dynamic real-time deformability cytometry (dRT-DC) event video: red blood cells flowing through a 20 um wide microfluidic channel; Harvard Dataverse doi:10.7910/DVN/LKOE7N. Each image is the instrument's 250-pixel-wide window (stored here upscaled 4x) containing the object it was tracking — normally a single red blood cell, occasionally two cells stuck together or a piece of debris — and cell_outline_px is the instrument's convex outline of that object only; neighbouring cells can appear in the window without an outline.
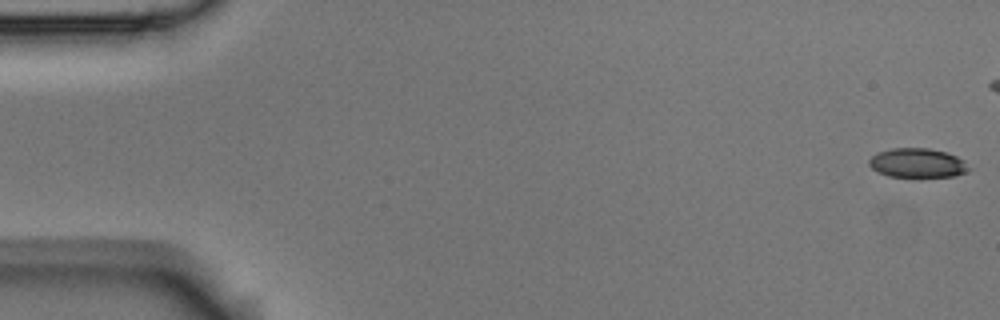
{"species": "Egyptian fruit bat (a non-hibernating species)", "species_latin": "Rousettus aegyptiacus", "temperature_condition": "room temperature", "stored_images_in_passage": 6, "camera_frame_rate_fps": 3000, "um_per_image_px": 0.085, "animal": {"sex": "male"}, "frame": {"image": 1, "passage_image": 1, "time_ms": 0.0, "image_size_px": [1000, 320], "cell_outline_px": [[968, 168], [964, 172], [956, 176], [888, 176], [872, 168], [868, 164], [868, 160], [872, 156], [880, 152], [892, 148], [928, 148], [944, 152], [956, 156], [964, 160]], "centroid_in_image_um": [77.96, 13.84], "position_along_channel_um": 7.0, "area_um2": 16.59}}
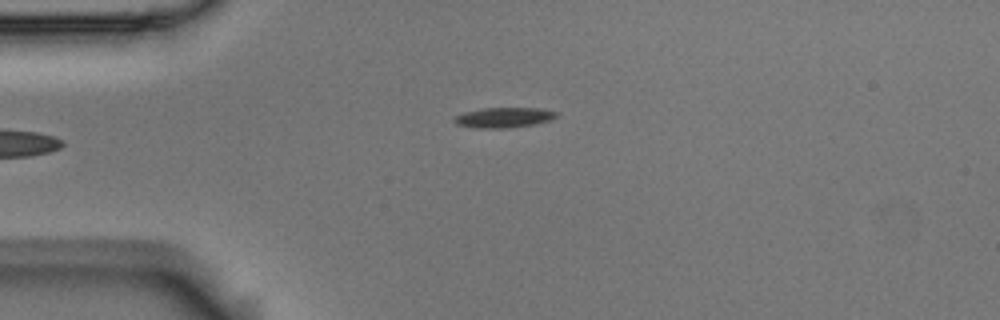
{"frame": {"image": 2, "passage_image": 6, "time_ms": 1.667, "image_size_px": [1000, 320], "cell_outline_px": [[560, 112], [556, 116], [548, 120], [536, 124], [508, 128], [476, 128], [456, 124], [452, 120], [452, 116], [464, 112], [484, 108], [540, 108]], "centroid_in_image_um": [42.79, 9.99], "position_along_channel_um": 42.2, "area_um2": 12.14}}